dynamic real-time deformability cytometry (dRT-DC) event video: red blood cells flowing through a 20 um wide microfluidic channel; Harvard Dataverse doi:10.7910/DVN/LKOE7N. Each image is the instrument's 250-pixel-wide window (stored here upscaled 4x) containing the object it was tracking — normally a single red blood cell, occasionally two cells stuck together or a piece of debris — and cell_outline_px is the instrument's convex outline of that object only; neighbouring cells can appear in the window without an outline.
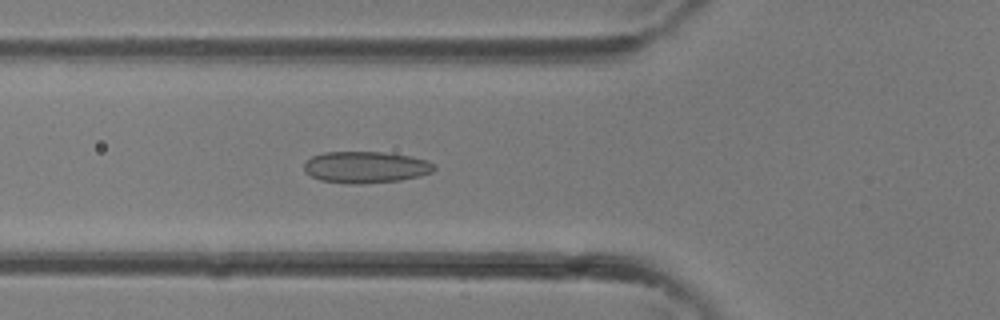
{"species": "common noctule bat (a hibernating species)", "species_latin": "Nyctalus noctula", "temperature_condition": "room temperature", "stored_images_in_passage": 36, "camera_frame_rate_fps": 3000, "um_per_image_px": 0.085, "animal": {"sex": "female"}, "frame": {"image": 1, "passage_image": 13, "time_ms": 4.0, "image_size_px": [1000, 320], "cell_outline_px": [[436, 168], [432, 172], [420, 176], [400, 180], [360, 184], [348, 184], [320, 180], [304, 172], [304, 164], [312, 156], [324, 152], [384, 152], [412, 156], [428, 160], [436, 164]], "centroid_in_image_um": [31.12, 14.21], "position_along_channel_um": 94.7, "area_um2": 24.16}}
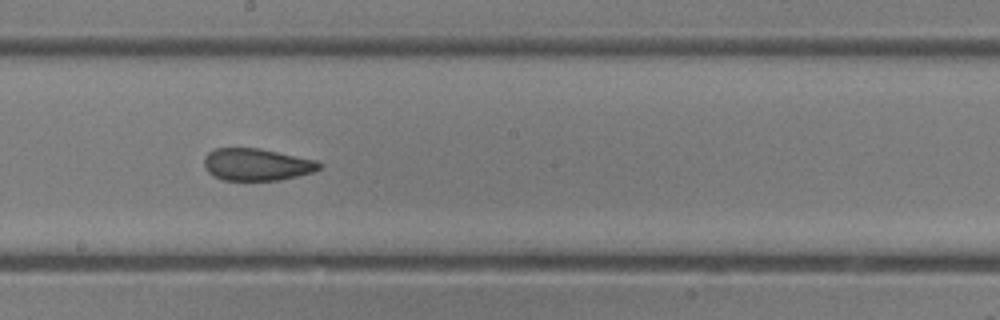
{"frame": {"image": 2, "passage_image": 20, "time_ms": 6.333, "image_size_px": [1000, 320], "cell_outline_px": [[324, 164], [320, 168], [312, 172], [280, 180], [224, 180], [212, 176], [204, 168], [204, 156], [208, 152], [216, 148], [260, 148], [316, 160]], "centroid_in_image_um": [21.8, 13.98], "position_along_channel_um": 226.4, "area_um2": 21.68}}
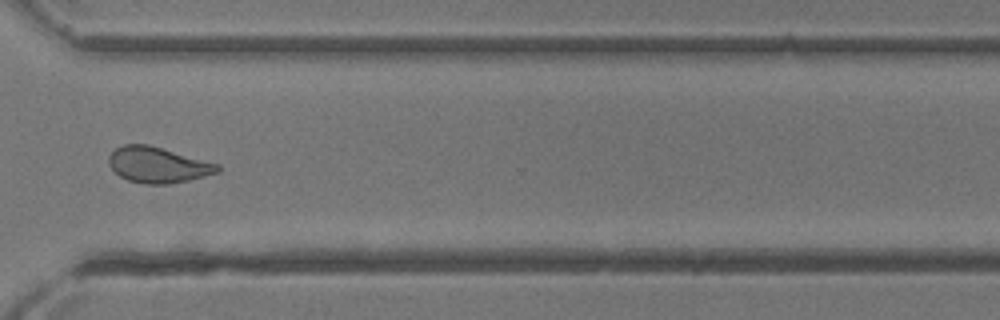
{"frame": {"image": 3, "passage_image": 27, "time_ms": 8.667, "image_size_px": [1000, 320], "cell_outline_px": [[220, 172], [188, 180], [168, 184], [144, 184], [128, 180], [120, 176], [108, 164], [108, 156], [116, 148], [124, 144], [148, 144], [220, 164]], "centroid_in_image_um": [13.42, 14.01], "position_along_channel_um": 357.2, "area_um2": 22.66}}